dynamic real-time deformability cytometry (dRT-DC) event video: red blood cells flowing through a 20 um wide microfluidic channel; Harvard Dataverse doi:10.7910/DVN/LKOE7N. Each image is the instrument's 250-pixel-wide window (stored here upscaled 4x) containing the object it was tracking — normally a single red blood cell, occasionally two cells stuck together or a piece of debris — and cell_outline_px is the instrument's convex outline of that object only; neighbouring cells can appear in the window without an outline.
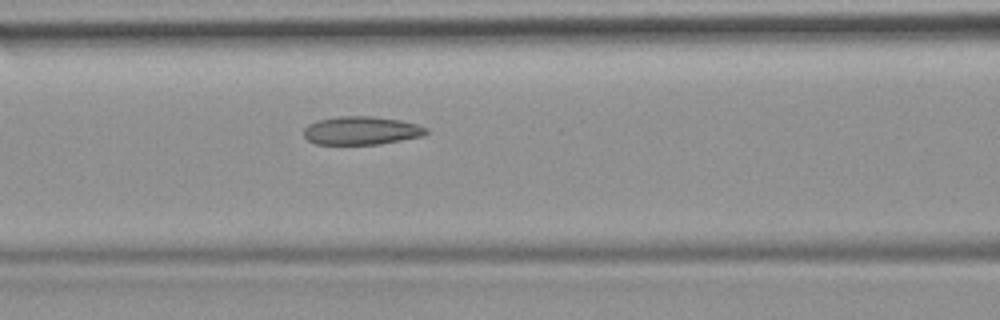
{"species": "common noctule bat (a hibernating species)", "species_latin": "Nyctalus noctula", "temperature_condition": "room temperature", "stored_images_in_passage": 37, "camera_frame_rate_fps": 3000, "um_per_image_px": 0.085, "animal": {"sex": "female", "body_mass_g": 19.9}, "frame": {"image": 1, "passage_image": 16, "time_ms": 5.0, "image_size_px": [1000, 320], "cell_outline_px": [[428, 132], [424, 136], [380, 144], [316, 144], [308, 140], [304, 136], [304, 128], [308, 124], [320, 120], [336, 116], [368, 116], [400, 120], [416, 124], [428, 128]], "centroid_in_image_um": [30.73, 11.1], "position_along_channel_um": 135.9, "area_um2": 20.17}}